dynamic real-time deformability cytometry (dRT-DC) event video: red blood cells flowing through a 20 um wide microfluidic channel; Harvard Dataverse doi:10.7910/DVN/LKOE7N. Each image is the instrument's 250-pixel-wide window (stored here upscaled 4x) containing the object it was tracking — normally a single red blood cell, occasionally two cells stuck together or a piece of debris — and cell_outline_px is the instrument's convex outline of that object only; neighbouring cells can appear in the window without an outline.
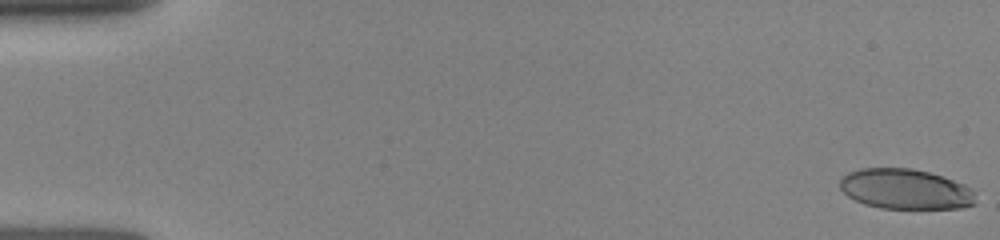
{"species": "human", "species_latin": "Homo sapiens", "temperature_condition": "room temperature", "stored_images_in_passage": 35, "camera_frame_rate_fps": 3000, "um_per_image_px": 0.085, "donor": {"sex": "female"}, "frame": {"image": 1, "passage_image": 1, "time_ms": 0.0, "image_size_px": [1000, 240], "cell_outline_px": [[976, 204], [964, 208], [880, 208], [864, 204], [848, 196], [840, 188], [840, 176], [848, 172], [860, 168], [912, 168], [928, 172], [964, 184], [972, 188]], "centroid_in_image_um": [76.94, 16.07], "position_along_channel_um": 8.1, "area_um2": 31.85}}
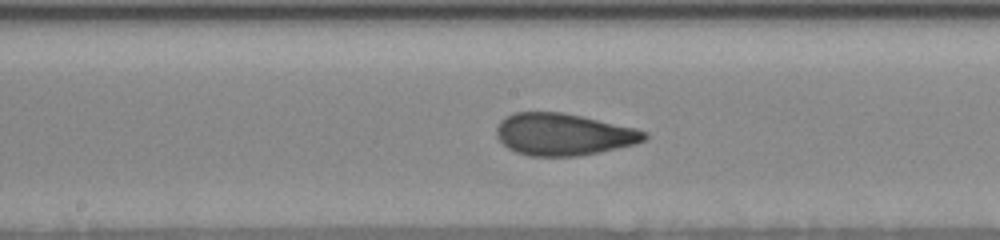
{"frame": {"image": 2, "passage_image": 20, "time_ms": 8.333, "image_size_px": [1000, 240], "cell_outline_px": [[648, 136], [644, 140], [636, 144], [600, 152], [580, 156], [528, 156], [516, 152], [508, 148], [496, 136], [496, 128], [500, 120], [516, 112], [560, 112], [580, 116], [636, 128], [648, 132]], "centroid_in_image_um": [47.9, 11.43], "position_along_channel_um": 200.3, "area_um2": 36.18}}
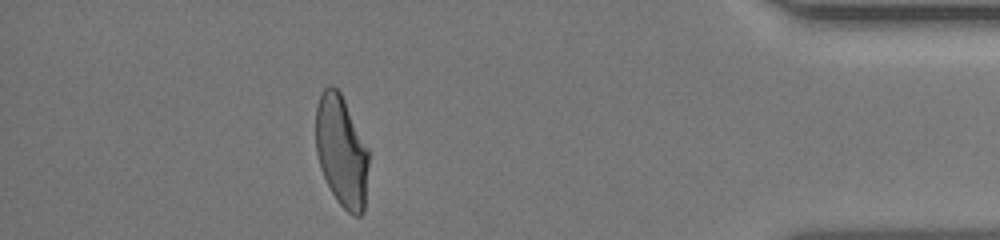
{"frame": {"image": 3, "passage_image": 33, "time_ms": 14.333, "image_size_px": [1000, 240], "cell_outline_px": [[368, 164], [364, 212], [360, 216], [352, 216], [336, 200], [320, 168], [316, 152], [316, 108], [320, 96], [324, 88], [328, 84], [332, 84], [340, 92], [368, 148]], "centroid_in_image_um": [29.02, 12.86], "position_along_channel_um": 406.2, "area_um2": 34.16}}